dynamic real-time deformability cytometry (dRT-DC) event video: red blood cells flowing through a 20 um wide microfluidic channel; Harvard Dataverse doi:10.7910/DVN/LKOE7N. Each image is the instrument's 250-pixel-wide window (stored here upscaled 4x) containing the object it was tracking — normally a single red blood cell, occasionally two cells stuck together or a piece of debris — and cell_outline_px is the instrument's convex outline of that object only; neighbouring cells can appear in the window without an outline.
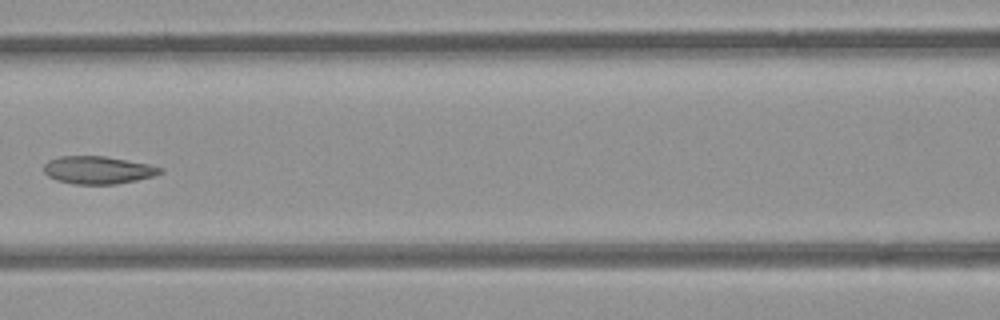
{"species": "common noctule bat (a hibernating species)", "species_latin": "Nyctalus noctula", "temperature_condition": "room temperature", "stored_images_in_passage": 8, "camera_frame_rate_fps": 3000, "um_per_image_px": 0.085, "animal": {"sex": "female", "body_mass_g": 21.9}, "frame": {"image": 1, "passage_image": 6, "time_ms": 6.0, "image_size_px": [1000, 320], "cell_outline_px": [[164, 172], [152, 176], [136, 180], [116, 184], [72, 184], [56, 180], [48, 176], [44, 172], [44, 164], [48, 160], [60, 156], [104, 156], [148, 164], [164, 168]], "centroid_in_image_um": [8.31, 14.45], "position_along_channel_um": 158.3, "area_um2": 18.79}}
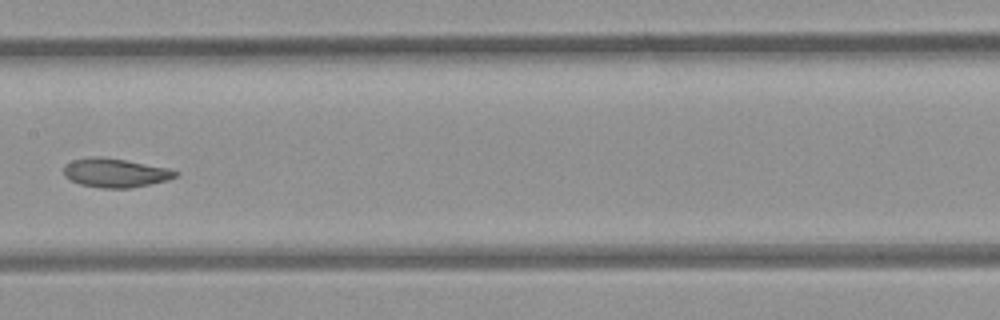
{"frame": {"image": 2, "passage_image": 7, "time_ms": 7.0, "image_size_px": [1000, 320], "cell_outline_px": [[180, 172], [176, 176], [168, 180], [152, 184], [132, 188], [100, 188], [80, 184], [64, 176], [64, 164], [72, 160], [92, 156], [100, 156], [124, 160], [168, 168]], "centroid_in_image_um": [9.79, 14.69], "position_along_channel_um": 197.6, "area_um2": 18.9}}
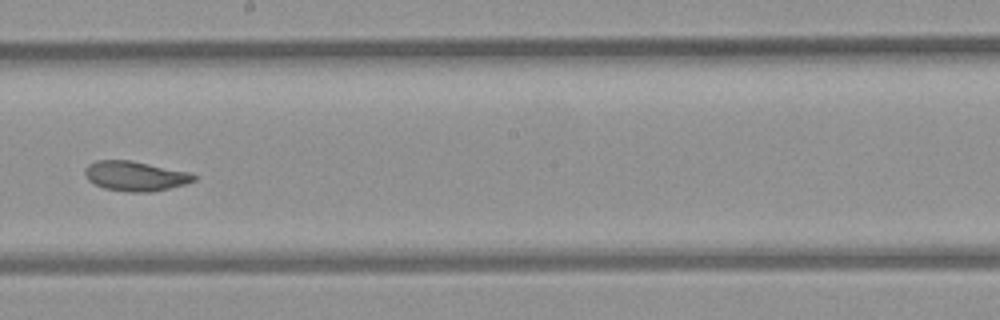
{"frame": {"image": 3, "passage_image": 8, "time_ms": 8.0, "image_size_px": [1000, 320], "cell_outline_px": [[196, 180], [184, 184], [152, 192], [128, 192], [104, 188], [88, 180], [84, 176], [84, 168], [88, 164], [96, 160], [128, 160], [192, 172], [196, 176]], "centroid_in_image_um": [11.48, 14.96], "position_along_channel_um": 236.7, "area_um2": 18.96}}